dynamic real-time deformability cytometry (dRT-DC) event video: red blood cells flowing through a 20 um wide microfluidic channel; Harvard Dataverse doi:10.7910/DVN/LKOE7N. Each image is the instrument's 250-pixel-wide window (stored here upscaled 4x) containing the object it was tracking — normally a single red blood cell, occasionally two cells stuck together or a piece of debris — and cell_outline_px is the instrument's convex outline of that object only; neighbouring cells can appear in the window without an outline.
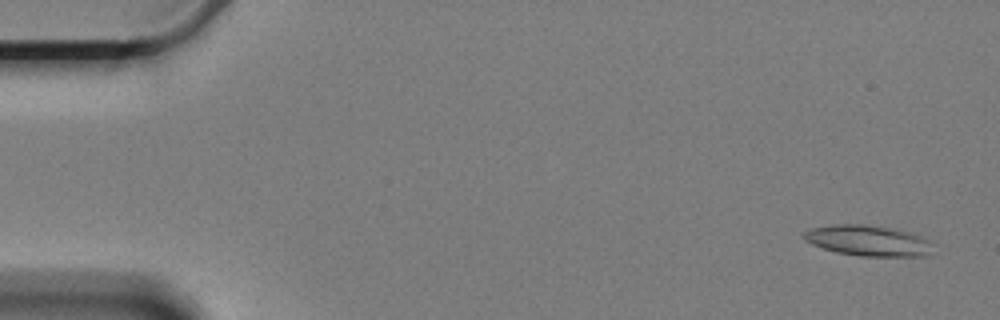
{"species": "Egyptian fruit bat (a non-hibernating species)", "species_latin": "Rousettus aegyptiacus", "temperature_condition": "cold", "stored_images_in_passage": 59, "camera_frame_rate_fps": 3000, "um_per_image_px": 0.085, "animal": {"sex": "female"}, "frame": {"image": 1, "passage_image": 3, "time_ms": 0.667, "image_size_px": [1000, 320], "cell_outline_px": [[932, 256], [860, 256], [836, 252], [812, 244], [804, 240], [804, 232], [812, 228], [832, 224], [864, 224], [888, 228], [908, 232], [924, 236], [928, 240]], "centroid_in_image_um": [73.79, 20.46], "position_along_channel_um": 11.2, "area_um2": 22.95}}
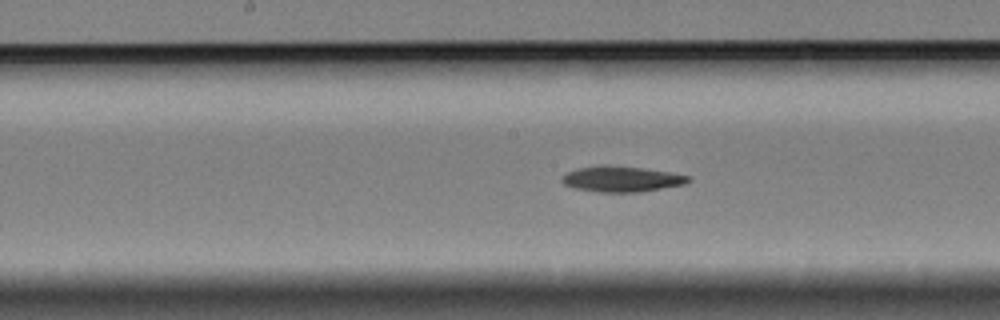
{"frame": {"image": 2, "passage_image": 31, "time_ms": 10.0, "image_size_px": [1000, 320], "cell_outline_px": [[692, 180], [684, 184], [640, 192], [596, 192], [576, 188], [564, 184], [560, 180], [568, 172], [576, 168], [600, 164], [604, 164], [644, 168], [692, 176]], "centroid_in_image_um": [52.83, 15.2], "position_along_channel_um": 195.4, "area_um2": 19.02}}
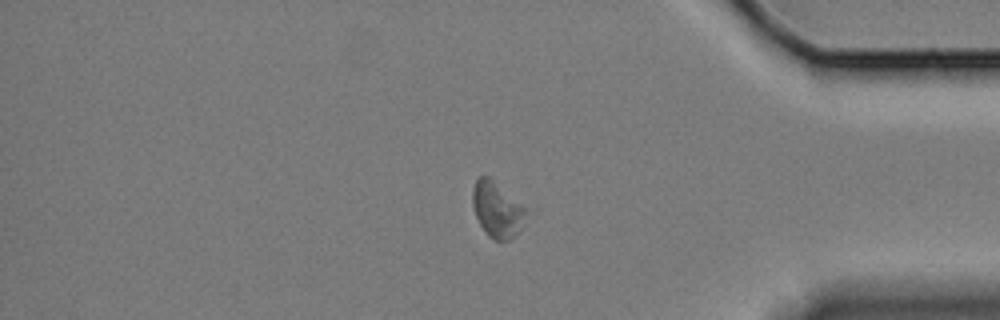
{"frame": {"image": 3, "passage_image": 51, "time_ms": 16.667, "image_size_px": [1000, 320], "cell_outline_px": [[536, 208], [520, 228], [508, 240], [492, 240], [488, 236], [480, 224], [476, 216], [472, 204], [472, 188], [476, 180], [480, 176], [488, 176], [536, 204]], "centroid_in_image_um": [42.46, 17.71], "position_along_channel_um": 392.7, "area_um2": 19.31}}